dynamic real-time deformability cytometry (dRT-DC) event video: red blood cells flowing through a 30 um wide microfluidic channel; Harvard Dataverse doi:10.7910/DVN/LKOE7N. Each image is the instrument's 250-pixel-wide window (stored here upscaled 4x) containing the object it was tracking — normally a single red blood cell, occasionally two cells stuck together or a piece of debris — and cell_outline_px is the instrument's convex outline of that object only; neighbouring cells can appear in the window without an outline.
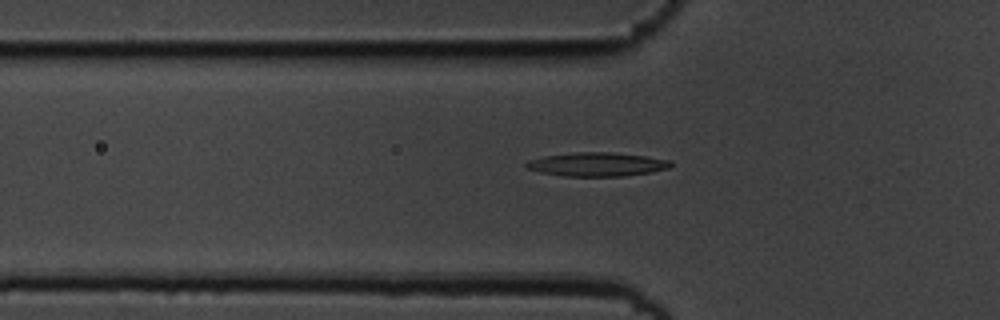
{"species": "common noctule bat (a hibernating species)", "species_latin": "Nyctalus noctula", "temperature_condition": "cold", "stored_images_in_passage": 54, "camera_frame_rate_fps": 3000, "um_per_image_px": 0.085, "animal": {"sex": "male", "body_mass_g": 19.5, "forearm_length_mm": 54.6}, "frame": {"image": 1, "passage_image": 18, "time_ms": 5.667, "image_size_px": [1000, 320], "cell_outline_px": [[672, 164], [668, 168], [652, 172], [624, 176], [564, 176], [540, 172], [528, 168], [524, 164], [528, 160], [544, 156], [576, 152], [612, 152], [644, 156], [672, 160]], "centroid_in_image_um": [50.76, 13.97], "position_along_channel_um": 75.0, "area_um2": 20.0}}
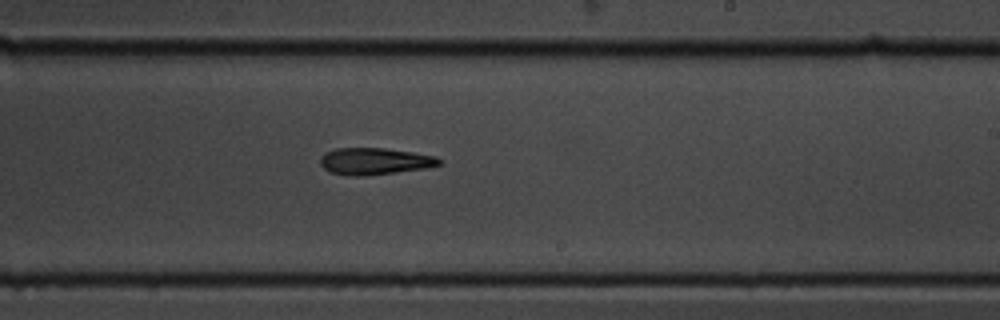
{"frame": {"image": 2, "passage_image": 33, "time_ms": 10.667, "image_size_px": [1000, 320], "cell_outline_px": [[440, 164], [428, 168], [364, 176], [348, 176], [332, 172], [324, 168], [320, 164], [320, 156], [324, 152], [336, 148], [384, 148], [412, 152], [436, 156], [440, 160]], "centroid_in_image_um": [31.82, 13.7], "position_along_channel_um": 257.2, "area_um2": 18.61}}
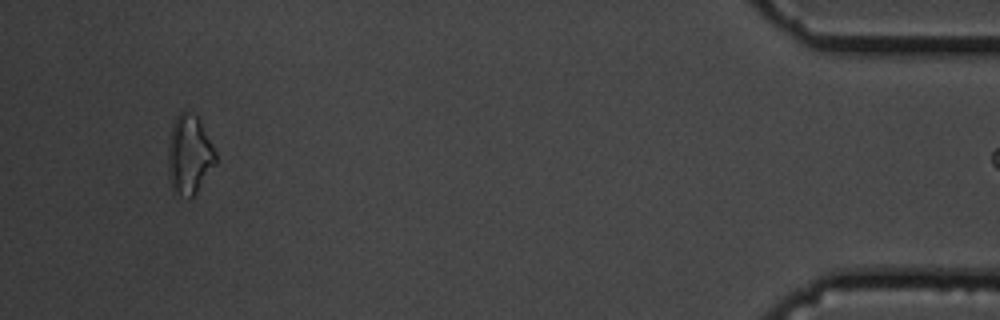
{"frame": {"image": 3, "passage_image": 52, "time_ms": 17.0, "image_size_px": [1000, 320], "cell_outline_px": [[216, 164], [196, 192], [188, 200], [172, 192], [168, 172], [168, 148], [172, 124], [176, 116], [184, 108], [188, 108], [200, 120], [216, 152]], "centroid_in_image_um": [16.07, 13.14], "position_along_channel_um": 419.1, "area_um2": 22.37}, "authors_computed_cell_mechanics": {"area_um2": 18.6694, "velocity_mm_per_s": 3.6432, "shape_relaxation_time_tau1_ms": 4.8697, "shape_relaxation_time_tau2_ms": null, "deformation_change_tau1": 0.1196, "deformation_change_tau2": null}}